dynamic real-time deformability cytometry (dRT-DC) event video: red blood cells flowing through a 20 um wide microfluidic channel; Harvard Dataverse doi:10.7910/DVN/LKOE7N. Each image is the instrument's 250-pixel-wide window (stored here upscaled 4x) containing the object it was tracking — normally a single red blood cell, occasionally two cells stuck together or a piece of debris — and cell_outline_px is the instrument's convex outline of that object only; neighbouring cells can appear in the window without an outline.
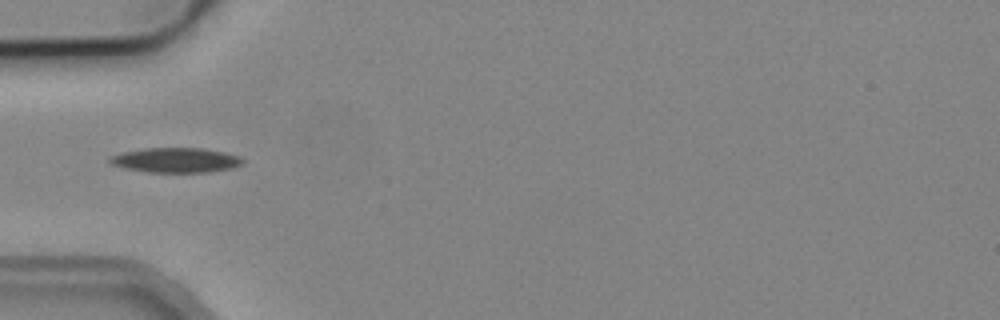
{"species": "common noctule bat (a hibernating species)", "species_latin": "Nyctalus noctula", "temperature_condition": "cold", "stored_images_in_passage": 4, "camera_frame_rate_fps": 3000, "um_per_image_px": 0.085, "animal": {"sex": "male", "body_mass_g": 19.2, "forearm_length_mm": 51.8}, "frame": {"image": 1, "passage_image": 1, "time_ms": 0.0, "image_size_px": [1000, 320], "cell_outline_px": [[244, 164], [232, 168], [212, 172], [148, 172], [124, 168], [112, 164], [108, 160], [108, 156], [124, 152], [144, 148], [200, 148], [224, 152], [240, 156], [244, 160]], "centroid_in_image_um": [14.96, 13.61], "position_along_channel_um": 70.0, "area_um2": 19.31}}
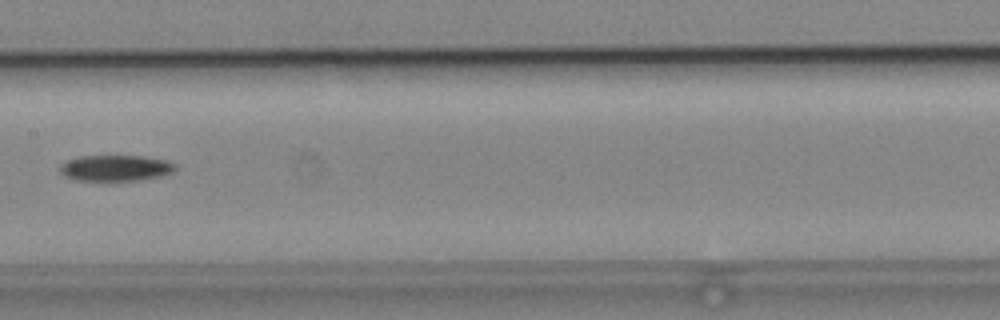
{"frame": {"image": 2, "passage_image": 4, "time_ms": 3.333, "image_size_px": [1000, 320], "cell_outline_px": [[176, 168], [172, 172], [164, 176], [140, 180], [76, 180], [64, 176], [60, 172], [60, 164], [68, 160], [80, 156], [144, 156], [168, 160], [176, 164]], "centroid_in_image_um": [9.86, 14.28], "position_along_channel_um": 197.5, "area_um2": 17.57}}